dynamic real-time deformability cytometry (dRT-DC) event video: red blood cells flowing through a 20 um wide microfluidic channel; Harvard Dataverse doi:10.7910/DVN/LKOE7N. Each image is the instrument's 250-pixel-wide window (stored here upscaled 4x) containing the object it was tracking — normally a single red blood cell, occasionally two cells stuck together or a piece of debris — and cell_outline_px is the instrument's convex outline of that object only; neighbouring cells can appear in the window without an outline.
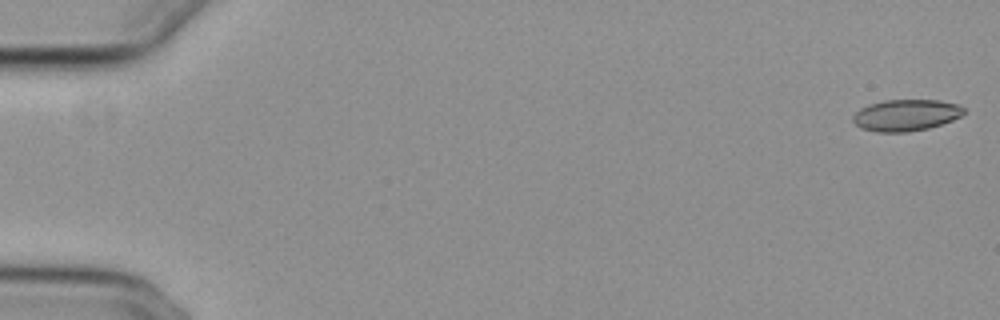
{"species": "common noctule bat (a hibernating species)", "species_latin": "Nyctalus noctula", "temperature_condition": "cold", "stored_images_in_passage": 20, "camera_frame_rate_fps": 3000, "um_per_image_px": 0.085, "animal": {"sex": "female", "body_mass_g": 29.2, "forearm_length_mm": 56.3}, "frame": {"image": 1, "passage_image": 1, "time_ms": 0.0, "image_size_px": [1000, 320], "cell_outline_px": [[964, 112], [960, 116], [952, 120], [928, 128], [908, 132], [876, 132], [860, 128], [852, 120], [852, 116], [860, 108], [868, 104], [884, 100], [940, 100], [956, 104], [964, 108]], "centroid_in_image_um": [76.96, 9.79], "position_along_channel_um": 8.0, "area_um2": 20.35}}
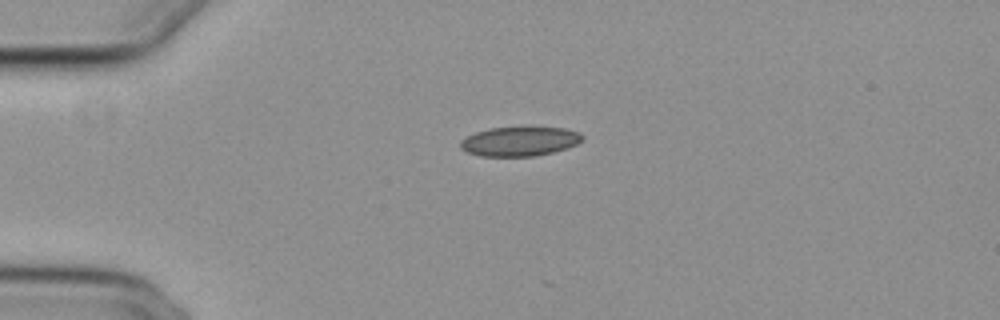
{"frame": {"image": 2, "passage_image": 14, "time_ms": 4.333, "image_size_px": [1000, 320], "cell_outline_px": [[584, 140], [568, 148], [536, 156], [480, 156], [468, 152], [460, 148], [460, 140], [476, 132], [488, 128], [524, 124], [564, 128], [580, 132], [584, 136]], "centroid_in_image_um": [44.21, 11.96], "position_along_channel_um": 40.8, "area_um2": 21.85}}
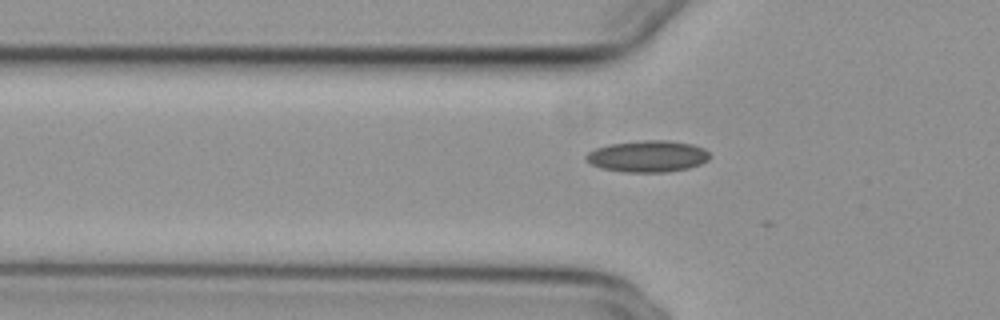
{"frame": {"image": 3, "passage_image": 19, "time_ms": 6.0, "image_size_px": [1000, 320], "cell_outline_px": [[712, 156], [708, 160], [700, 164], [688, 168], [668, 172], [624, 172], [600, 168], [584, 160], [584, 156], [588, 152], [596, 148], [608, 144], [644, 140], [668, 140], [692, 144], [704, 148]], "centroid_in_image_um": [55.05, 13.28], "position_along_channel_um": 70.8, "area_um2": 22.95}}